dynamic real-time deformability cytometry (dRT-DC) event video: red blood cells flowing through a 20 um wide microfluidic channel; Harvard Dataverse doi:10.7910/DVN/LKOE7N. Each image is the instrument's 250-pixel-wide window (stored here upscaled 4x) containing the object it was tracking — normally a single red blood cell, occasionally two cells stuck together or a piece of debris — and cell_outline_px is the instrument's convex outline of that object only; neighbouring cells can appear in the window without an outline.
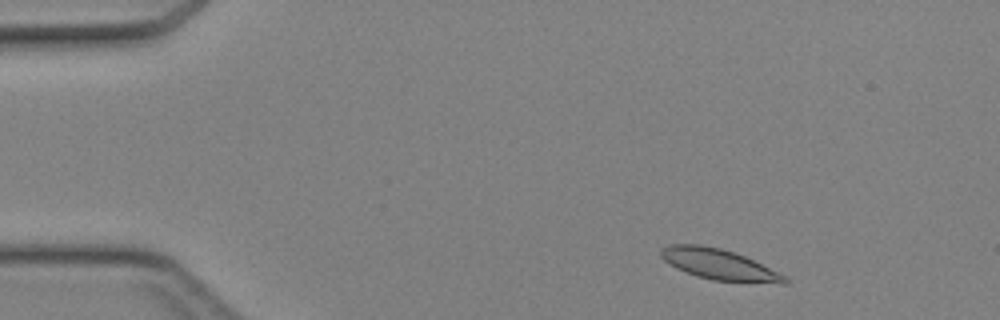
{"species": "Egyptian fruit bat (a non-hibernating species)", "species_latin": "Rousettus aegyptiacus", "temperature_condition": "cold", "stored_images_in_passage": 41, "camera_frame_rate_fps": 3000, "um_per_image_px": 0.085, "animal": {"sex": "female"}, "frame": {"image": 1, "passage_image": 2, "time_ms": 0.333, "image_size_px": [1000, 320], "cell_outline_px": [[792, 280], [788, 284], [780, 284], [712, 280], [696, 276], [676, 268], [664, 260], [660, 256], [660, 248], [668, 244], [700, 244], [720, 248], [744, 256], [788, 276]], "centroid_in_image_um": [61.16, 22.49], "position_along_channel_um": 23.8, "area_um2": 22.43}}
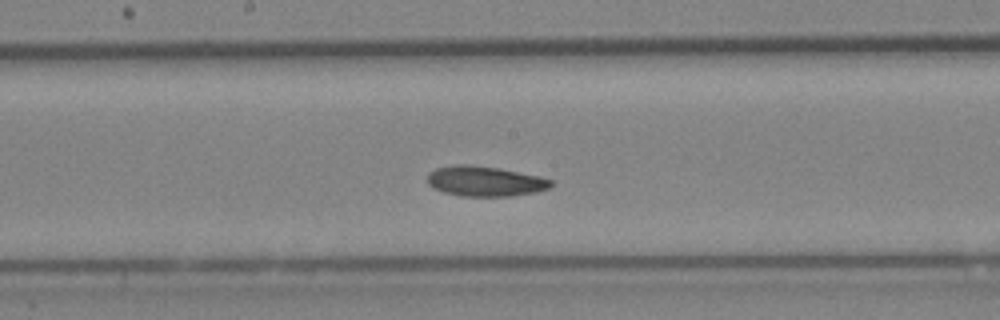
{"frame": {"image": 2, "passage_image": 20, "time_ms": 6.333, "image_size_px": [1000, 320], "cell_outline_px": [[556, 184], [552, 188], [536, 192], [512, 196], [460, 196], [444, 192], [432, 188], [428, 184], [428, 172], [436, 168], [456, 164], [464, 164], [496, 168], [540, 176], [552, 180]], "centroid_in_image_um": [41.25, 15.41], "position_along_channel_um": 206.9, "area_um2": 21.85}}
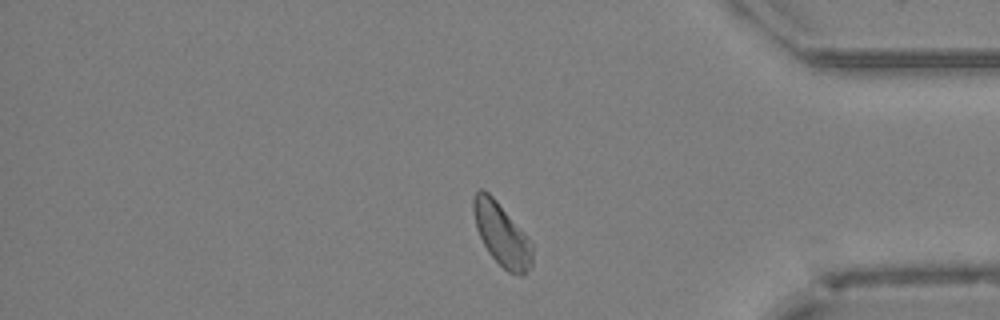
{"frame": {"image": 3, "passage_image": 34, "time_ms": 11.0, "image_size_px": [1000, 320], "cell_outline_px": [[532, 264], [520, 276], [508, 272], [488, 252], [476, 228], [472, 208], [472, 200], [476, 192], [480, 188], [484, 188], [496, 200], [524, 232], [532, 244]], "centroid_in_image_um": [42.62, 19.9], "position_along_channel_um": 392.6, "area_um2": 21.27}}